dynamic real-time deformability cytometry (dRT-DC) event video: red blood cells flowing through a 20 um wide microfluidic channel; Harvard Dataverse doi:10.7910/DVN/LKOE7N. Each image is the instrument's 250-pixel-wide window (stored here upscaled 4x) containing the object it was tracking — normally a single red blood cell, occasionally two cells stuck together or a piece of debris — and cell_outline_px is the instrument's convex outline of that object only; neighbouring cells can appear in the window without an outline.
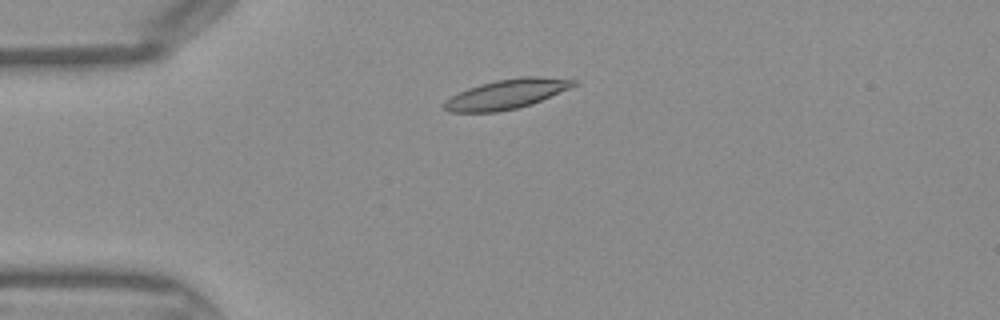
{"species": "Egyptian fruit bat (a non-hibernating species)", "species_latin": "Rousettus aegyptiacus", "temperature_condition": "warm", "stored_images_in_passage": 35, "camera_frame_rate_fps": 3000, "um_per_image_px": 0.085, "frame": {"image": 1, "passage_image": 1, "time_ms": 0.0, "image_size_px": [1000, 320], "cell_outline_px": [[580, 84], [572, 88], [532, 104], [516, 108], [496, 112], [448, 112], [440, 104], [444, 100], [468, 88], [480, 84], [496, 80], [524, 76], [540, 76], [580, 80]], "centroid_in_image_um": [43.11, 7.99], "position_along_channel_um": 41.9, "area_um2": 22.66}}
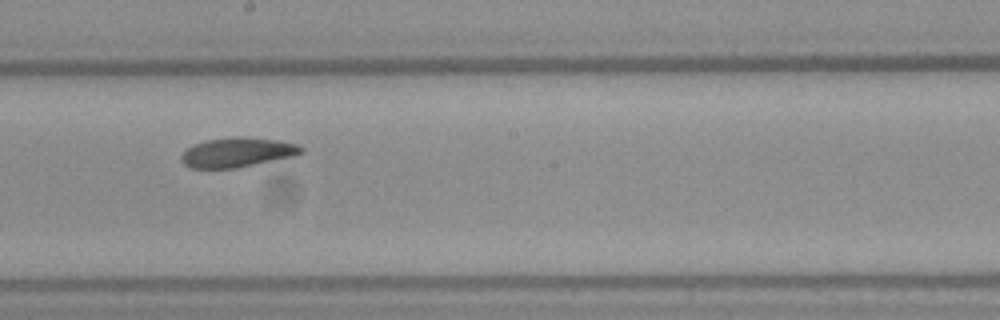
{"frame": {"image": 2, "passage_image": 15, "time_ms": 4.667, "image_size_px": [1000, 320], "cell_outline_px": [[304, 152], [296, 156], [236, 168], [188, 168], [180, 160], [180, 156], [192, 144], [204, 140], [236, 136], [244, 136], [280, 140], [296, 144], [304, 148]], "centroid_in_image_um": [20.18, 12.94], "position_along_channel_um": 228.0, "area_um2": 21.04}}
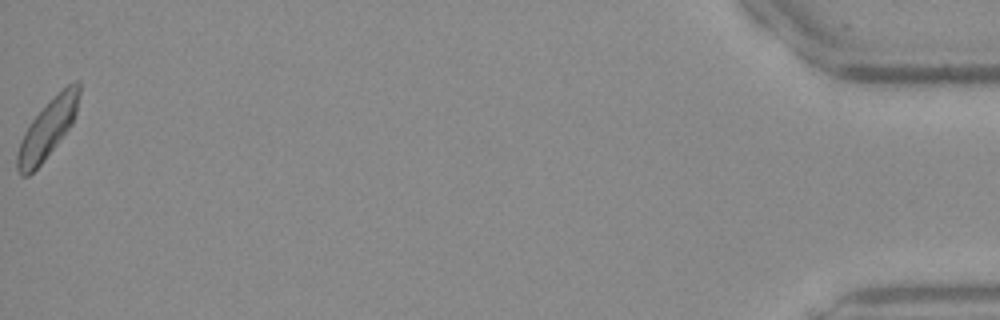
{"frame": {"image": 3, "passage_image": 35, "time_ms": 11.333, "image_size_px": [1000, 320], "cell_outline_px": [[80, 92], [76, 112], [72, 124], [44, 160], [28, 176], [20, 176], [16, 168], [16, 152], [20, 140], [24, 132], [32, 120], [72, 80], [80, 80]], "centroid_in_image_um": [4.03, 10.98], "position_along_channel_um": 431.2, "area_um2": 20.69}}